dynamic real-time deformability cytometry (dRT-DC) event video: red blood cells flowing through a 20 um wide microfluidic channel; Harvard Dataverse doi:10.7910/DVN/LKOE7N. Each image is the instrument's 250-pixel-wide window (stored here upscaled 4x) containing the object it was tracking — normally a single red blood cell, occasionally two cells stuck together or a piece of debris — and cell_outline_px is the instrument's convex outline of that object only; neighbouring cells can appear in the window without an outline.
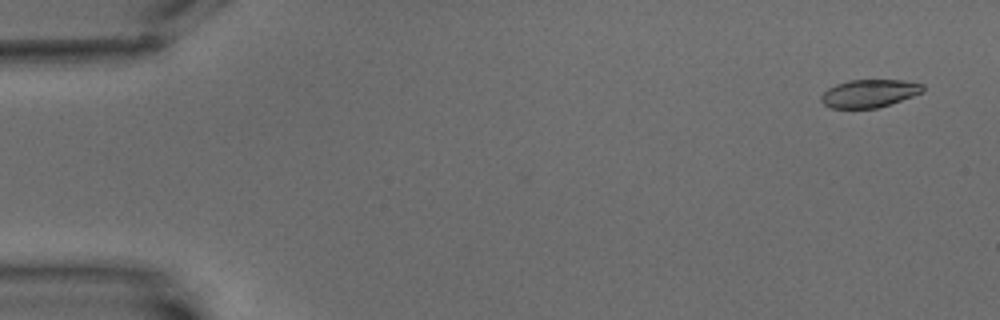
{"species": "common noctule bat (a hibernating species)", "species_latin": "Nyctalus noctula", "temperature_condition": "warm", "stored_images_in_passage": 2, "camera_frame_rate_fps": 3000, "um_per_image_px": 0.085, "animal": {"sex": "male", "body_mass_g": 15.6}, "frame": {"image": 1, "passage_image": 2, "time_ms": 1.333, "image_size_px": [1000, 320], "cell_outline_px": [[924, 92], [876, 108], [832, 108], [824, 104], [820, 100], [820, 96], [828, 88], [836, 84], [848, 80], [904, 80], [924, 84]], "centroid_in_image_um": [73.88, 7.93], "position_along_channel_um": 11.1, "area_um2": 16.47}}